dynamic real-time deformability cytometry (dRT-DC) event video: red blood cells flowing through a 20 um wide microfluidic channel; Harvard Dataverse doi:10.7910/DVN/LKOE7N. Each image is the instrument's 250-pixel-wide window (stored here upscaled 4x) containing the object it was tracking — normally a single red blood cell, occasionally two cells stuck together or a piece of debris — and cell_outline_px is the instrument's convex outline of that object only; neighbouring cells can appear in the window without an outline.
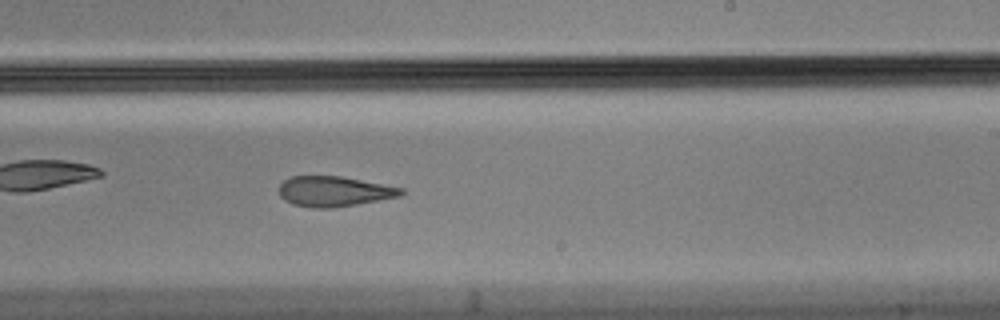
{"species": "Egyptian fruit bat (a non-hibernating species)", "species_latin": "Rousettus aegyptiacus", "temperature_condition": "cold", "stored_images_in_passage": 57, "camera_frame_rate_fps": 3000, "um_per_image_px": 0.085, "animal": {"sex": "male"}, "frame": {"image": 1, "passage_image": 33, "time_ms": 10.667, "image_size_px": [1000, 320], "cell_outline_px": [[408, 192], [400, 196], [356, 204], [332, 208], [316, 208], [292, 204], [284, 200], [280, 196], [280, 184], [284, 180], [292, 176], [340, 176], [404, 188]], "centroid_in_image_um": [28.42, 16.27], "position_along_channel_um": 260.6, "area_um2": 21.44}, "authors_computed_cell_mechanics": {"area_um2": 23.0044, "velocity_mm_per_s": 3.4935, "shape_relaxation_time_tau1_ms": null, "shape_relaxation_time_tau2_ms": 5.5962, "deformation_change_tau1": null, "deformation_change_tau2": 0.1525}}